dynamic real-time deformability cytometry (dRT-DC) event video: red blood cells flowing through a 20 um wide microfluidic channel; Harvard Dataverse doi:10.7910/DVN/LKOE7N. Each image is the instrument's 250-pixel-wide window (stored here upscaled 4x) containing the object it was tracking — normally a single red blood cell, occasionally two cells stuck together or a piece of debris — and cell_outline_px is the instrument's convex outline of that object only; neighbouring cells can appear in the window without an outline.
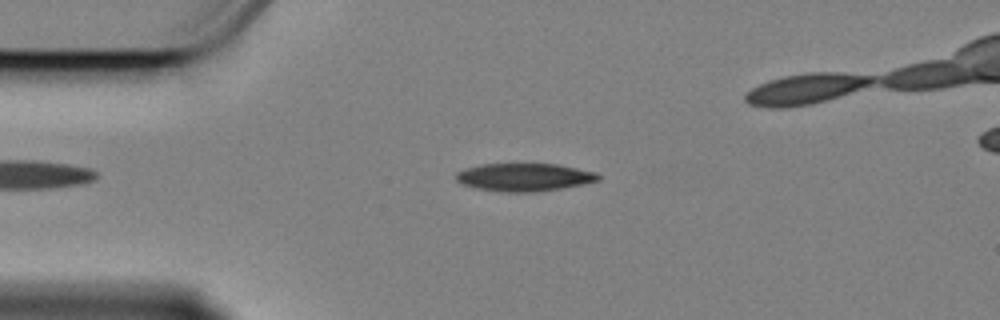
{"species": "Egyptian fruit bat (a non-hibernating species)", "species_latin": "Rousettus aegyptiacus", "temperature_condition": "cold", "stored_images_in_passage": 51, "camera_frame_rate_fps": 3000, "um_per_image_px": 0.085, "animal": {"sex": "female"}, "frame": {"image": 1, "passage_image": 12, "time_ms": 3.667, "image_size_px": [1000, 320], "cell_outline_px": [[600, 180], [560, 188], [536, 192], [504, 192], [476, 188], [460, 184], [456, 180], [456, 172], [480, 164], [556, 164], [596, 172], [600, 176]], "centroid_in_image_um": [44.53, 15.06], "position_along_channel_um": 40.5, "area_um2": 22.95}}
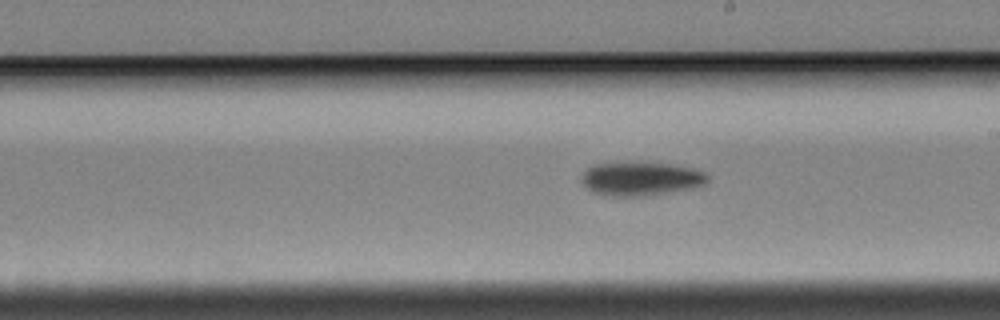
{"frame": {"image": 2, "passage_image": 31, "time_ms": 10.0, "image_size_px": [1000, 320], "cell_outline_px": [[708, 180], [704, 184], [696, 188], [644, 196], [600, 196], [584, 188], [580, 180], [580, 176], [592, 164], [644, 160], [648, 160], [672, 164], [692, 168], [704, 172], [708, 176]], "centroid_in_image_um": [54.42, 15.17], "position_along_channel_um": 234.6, "area_um2": 25.89}}
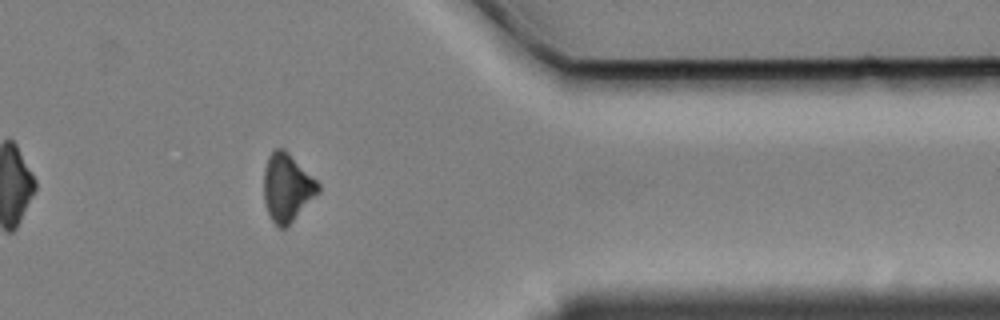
{"frame": {"image": 3, "passage_image": 46, "time_ms": 15.0, "image_size_px": [1000, 320], "cell_outline_px": [[320, 192], [284, 228], [276, 228], [268, 212], [264, 200], [264, 172], [268, 156], [276, 148], [284, 148], [320, 184]], "centroid_in_image_um": [24.39, 15.94], "position_along_channel_um": 387.0, "area_um2": 21.21}, "authors_computed_cell_mechanics": {"area_um2": 23.2356, "velocity_mm_per_s": 3.3965, "shape_relaxation_time_tau1_ms": 2.0142, "shape_relaxation_time_tau2_ms": null, "deformation_change_tau1": 0.1343, "deformation_change_tau2": null}}